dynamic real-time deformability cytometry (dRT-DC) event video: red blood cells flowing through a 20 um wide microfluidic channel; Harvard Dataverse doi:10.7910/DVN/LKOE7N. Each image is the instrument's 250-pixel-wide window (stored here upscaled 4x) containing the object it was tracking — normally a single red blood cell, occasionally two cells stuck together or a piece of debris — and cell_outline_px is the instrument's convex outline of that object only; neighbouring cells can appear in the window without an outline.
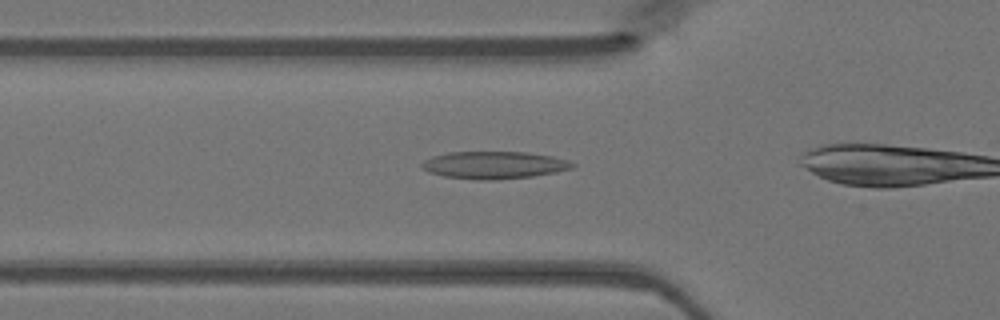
{"species": "Egyptian fruit bat (a non-hibernating species)", "species_latin": "Rousettus aegyptiacus", "temperature_condition": "warm", "stored_images_in_passage": 34, "camera_frame_rate_fps": 3000, "um_per_image_px": 0.085, "animal": {"sex": "female"}, "frame": {"image": 1, "passage_image": 12, "time_ms": 3.667, "image_size_px": [1000, 320], "cell_outline_px": [[576, 164], [572, 168], [556, 172], [532, 176], [496, 180], [476, 180], [444, 176], [428, 172], [420, 168], [420, 164], [424, 160], [432, 156], [448, 152], [524, 152], [552, 156], [568, 160]], "centroid_in_image_um": [41.96, 14.03], "position_along_channel_um": 83.8, "area_um2": 24.16}}
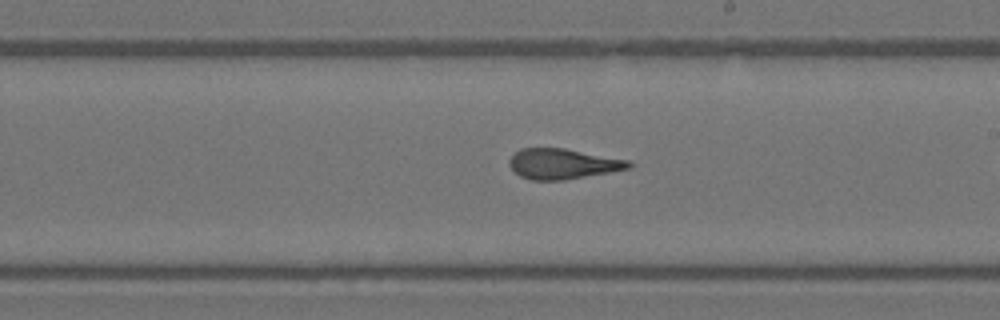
{"frame": {"image": 2, "passage_image": 23, "time_ms": 7.333, "image_size_px": [1000, 320], "cell_outline_px": [[632, 168], [564, 180], [532, 180], [520, 176], [508, 164], [508, 160], [520, 148], [564, 148], [628, 160], [632, 164]], "centroid_in_image_um": [47.83, 13.92], "position_along_channel_um": 241.2, "area_um2": 20.98}}
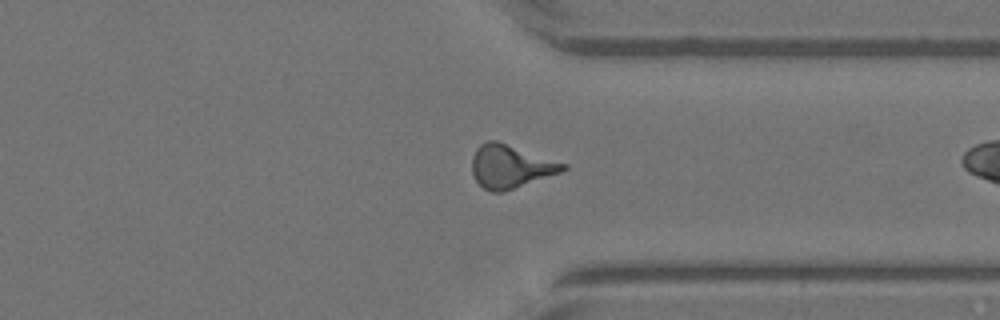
{"frame": {"image": 3, "passage_image": 32, "time_ms": 10.333, "image_size_px": [1000, 320], "cell_outline_px": [[568, 168], [560, 172], [504, 192], [492, 192], [484, 188], [476, 180], [472, 172], [472, 156], [476, 148], [480, 144], [488, 140], [496, 140], [568, 164]], "centroid_in_image_um": [43.38, 14.14], "position_along_channel_um": 368.0, "area_um2": 22.83}}